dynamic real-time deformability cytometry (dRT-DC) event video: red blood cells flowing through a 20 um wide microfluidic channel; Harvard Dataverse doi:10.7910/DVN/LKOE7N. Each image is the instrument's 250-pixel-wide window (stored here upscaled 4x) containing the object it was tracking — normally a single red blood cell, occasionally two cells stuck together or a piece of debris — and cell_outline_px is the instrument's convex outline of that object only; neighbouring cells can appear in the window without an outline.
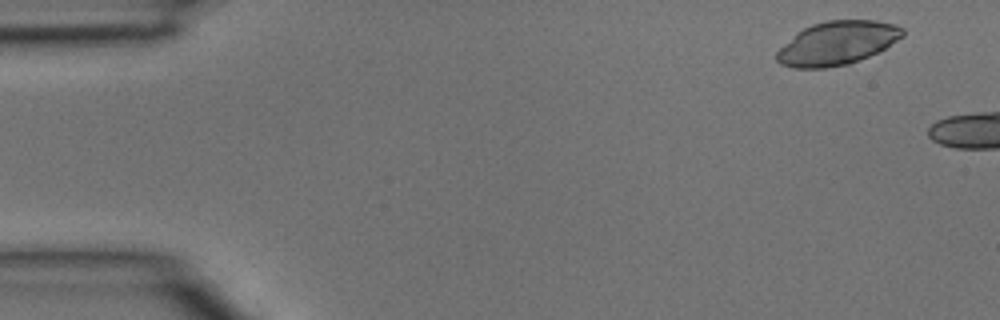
{"species": "common noctule bat (a hibernating species)", "species_latin": "Nyctalus noctula", "temperature_condition": "room temperature", "stored_images_in_passage": 6, "camera_frame_rate_fps": 3000, "um_per_image_px": 0.085, "animal": {"sex": "male", "body_mass_g": 15.6}, "frame": {"image": 1, "passage_image": 2, "time_ms": 0.333, "image_size_px": [1000, 320], "cell_outline_px": [[904, 36], [880, 52], [860, 60], [848, 64], [828, 68], [792, 68], [780, 64], [776, 60], [776, 52], [796, 32], [812, 24], [828, 20], [876, 20], [896, 24], [904, 28]], "centroid_in_image_um": [71.18, 3.67], "position_along_channel_um": 13.8, "area_um2": 32.37}}